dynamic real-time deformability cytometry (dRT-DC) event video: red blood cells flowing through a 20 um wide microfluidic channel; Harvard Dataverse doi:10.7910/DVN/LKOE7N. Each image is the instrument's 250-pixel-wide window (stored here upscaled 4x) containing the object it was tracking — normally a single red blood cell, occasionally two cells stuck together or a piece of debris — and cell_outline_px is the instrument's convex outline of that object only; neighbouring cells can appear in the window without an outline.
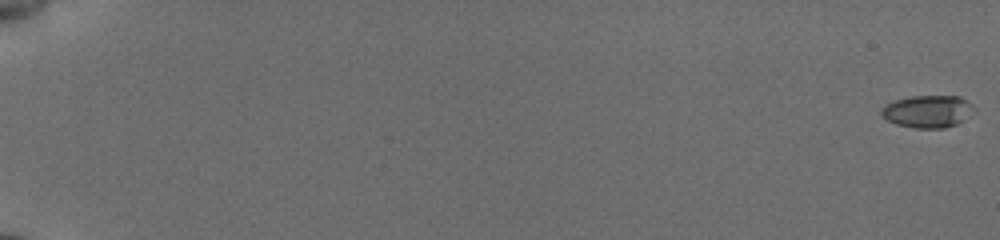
{"species": "common noctule bat (a hibernating species)", "species_latin": "Nyctalus noctula", "temperature_condition": "cold", "stored_images_in_passage": 16, "camera_frame_rate_fps": 3000, "um_per_image_px": 0.085, "animal": {"sex": "female", "body_mass_g": 19.5, "forearm_length_mm": 54.1}, "frame": {"image": 1, "passage_image": 1, "time_ms": 0.0, "image_size_px": [1000, 240], "cell_outline_px": [[976, 108], [956, 124], [944, 128], [916, 128], [896, 124], [888, 120], [880, 112], [880, 108], [896, 100], [912, 96], [960, 96], [972, 104]], "centroid_in_image_um": [78.85, 9.46], "position_along_channel_um": 6.1, "area_um2": 17.17}}